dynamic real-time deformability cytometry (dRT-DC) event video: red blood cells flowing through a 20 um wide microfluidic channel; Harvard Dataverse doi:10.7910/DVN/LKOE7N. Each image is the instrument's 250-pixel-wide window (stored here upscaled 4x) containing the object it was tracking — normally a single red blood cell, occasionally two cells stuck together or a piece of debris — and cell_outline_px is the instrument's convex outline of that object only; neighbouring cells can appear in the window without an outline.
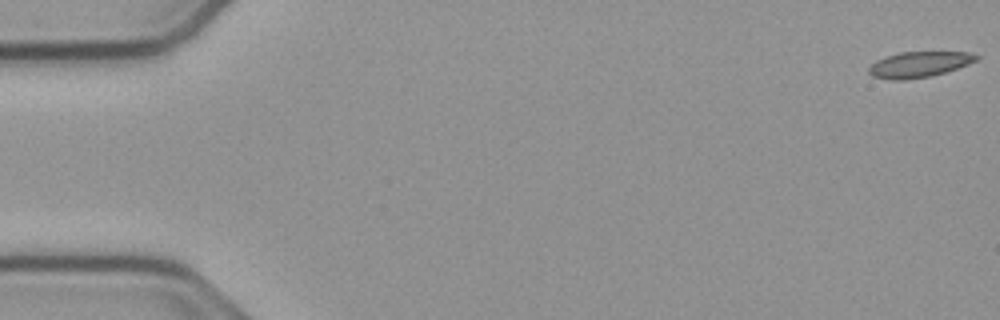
{"species": "common noctule bat (a hibernating species)", "species_latin": "Nyctalus noctula", "temperature_condition": "cold", "stored_images_in_passage": 55, "camera_frame_rate_fps": 3000, "um_per_image_px": 0.085, "animal": {"sex": "male", "body_mass_g": 23.1, "forearm_length_mm": 52.7}, "frame": {"image": 1, "passage_image": 1, "time_ms": 0.0, "image_size_px": [1000, 320], "cell_outline_px": [[980, 56], [976, 60], [968, 64], [932, 76], [904, 80], [892, 80], [872, 76], [868, 72], [868, 68], [876, 60], [884, 56], [900, 52], [968, 52]], "centroid_in_image_um": [78.08, 5.48], "position_along_channel_um": 6.9, "area_um2": 16.07}}
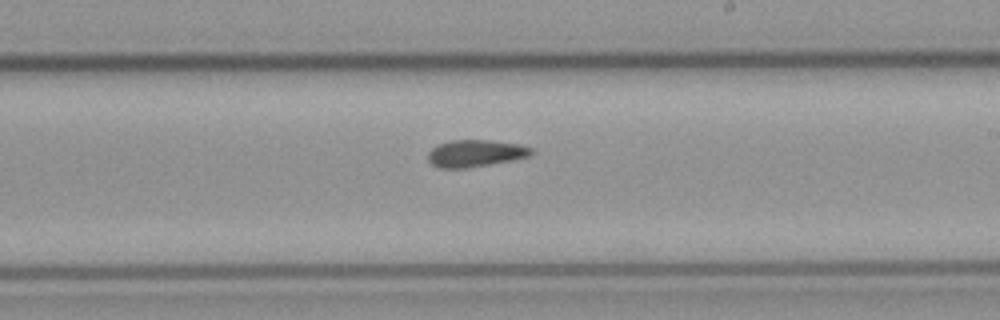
{"frame": {"image": 2, "passage_image": 32, "time_ms": 10.333, "image_size_px": [1000, 320], "cell_outline_px": [[536, 152], [528, 156], [468, 168], [440, 168], [432, 164], [428, 160], [428, 152], [436, 144], [448, 140], [492, 140], [516, 144], [532, 148]], "centroid_in_image_um": [40.36, 13.02], "position_along_channel_um": 248.6, "area_um2": 16.18}}
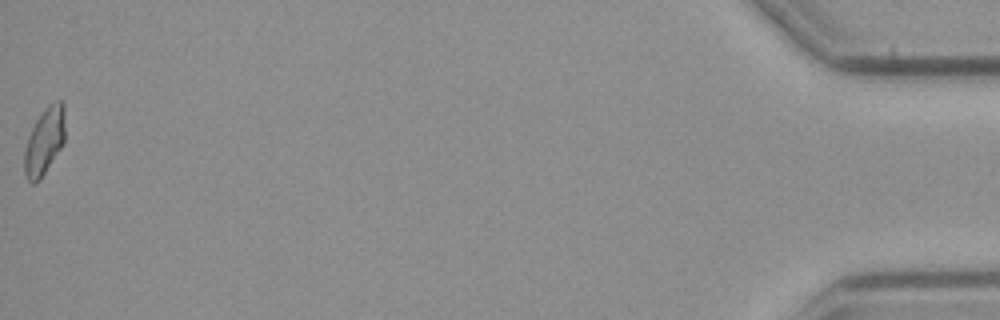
{"frame": {"image": 3, "passage_image": 55, "time_ms": 18.0, "image_size_px": [1000, 320], "cell_outline_px": [[64, 140], [60, 148], [44, 172], [32, 184], [28, 180], [24, 172], [24, 152], [28, 136], [40, 112], [48, 104], [56, 100], [64, 100]], "centroid_in_image_um": [3.77, 11.91], "position_along_channel_um": 431.4, "area_um2": 15.61}, "authors_computed_cell_mechanics": {"area_um2": 16.184, "velocity_mm_per_s": 3.7802, "shape_relaxation_time_tau1_ms": null, "shape_relaxation_time_tau2_ms": 6.6278, "deformation_change_tau1": null, "deformation_change_tau2": 0.138}}